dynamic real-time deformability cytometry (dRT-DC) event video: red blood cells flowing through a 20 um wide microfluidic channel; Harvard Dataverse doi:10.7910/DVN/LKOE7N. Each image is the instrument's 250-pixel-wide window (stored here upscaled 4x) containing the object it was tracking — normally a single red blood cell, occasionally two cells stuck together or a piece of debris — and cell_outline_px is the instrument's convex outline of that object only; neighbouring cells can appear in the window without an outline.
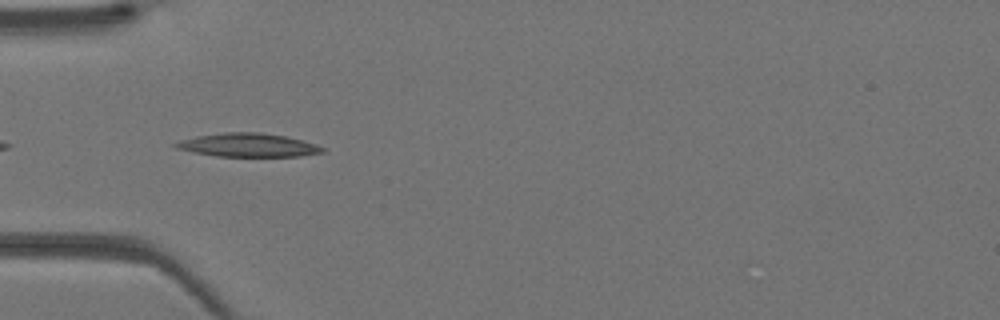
{"species": "Egyptian fruit bat (a non-hibernating species)", "species_latin": "Rousettus aegyptiacus", "temperature_condition": "warm", "stored_images_in_passage": 29, "camera_frame_rate_fps": 3000, "um_per_image_px": 0.085, "animal": {"sex": "female"}, "frame": {"image": 1, "passage_image": 1, "time_ms": 0.0, "image_size_px": [1000, 320], "cell_outline_px": [[324, 152], [300, 156], [216, 156], [192, 152], [176, 148], [172, 144], [180, 140], [196, 136], [224, 132], [260, 132], [288, 136], [316, 144], [324, 148]], "centroid_in_image_um": [21.07, 12.32], "position_along_channel_um": 63.9, "area_um2": 20.17}}
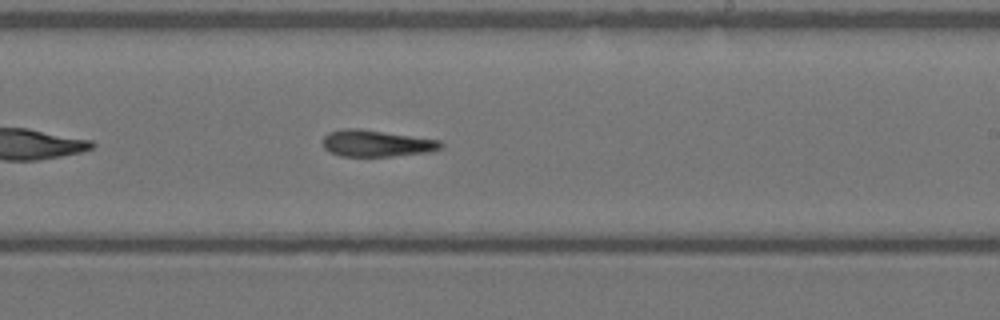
{"frame": {"image": 2, "passage_image": 13, "time_ms": 4.0, "image_size_px": [1000, 320], "cell_outline_px": [[444, 144], [440, 148], [432, 152], [392, 156], [340, 156], [324, 148], [320, 144], [320, 140], [328, 132], [340, 128], [360, 128], [440, 140]], "centroid_in_image_um": [31.95, 12.17], "position_along_channel_um": 257.0, "area_um2": 18.61}}
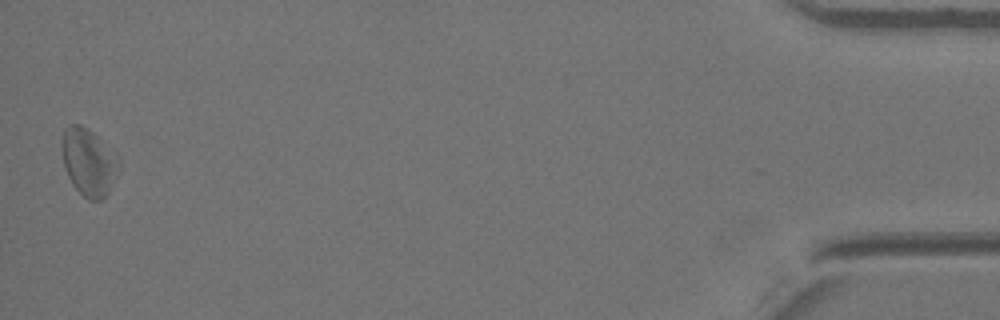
{"frame": {"image": 3, "passage_image": 29, "time_ms": 9.333, "image_size_px": [1000, 320], "cell_outline_px": [[120, 164], [116, 176], [108, 192], [100, 200], [88, 200], [72, 184], [64, 168], [60, 144], [64, 128], [72, 124], [80, 124], [88, 128], [96, 136]], "centroid_in_image_um": [7.46, 13.78], "position_along_channel_um": 427.7, "area_um2": 21.79}}